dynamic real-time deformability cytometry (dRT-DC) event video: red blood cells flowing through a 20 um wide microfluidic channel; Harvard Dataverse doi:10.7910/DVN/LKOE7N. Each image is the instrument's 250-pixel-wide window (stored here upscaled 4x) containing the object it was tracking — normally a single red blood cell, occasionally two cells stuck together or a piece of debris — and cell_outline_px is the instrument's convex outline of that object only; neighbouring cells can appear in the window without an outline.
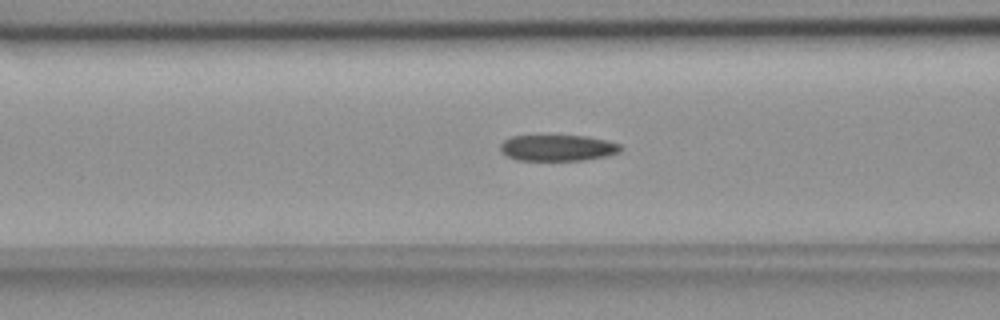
{"species": "common noctule bat (a hibernating species)", "species_latin": "Nyctalus noctula", "temperature_condition": "room temperature", "stored_images_in_passage": 54, "camera_frame_rate_fps": 3000, "um_per_image_px": 0.085, "animal": {"sex": "female", "body_mass_g": 18.4}, "frame": {"image": 1, "passage_image": 21, "time_ms": 6.667, "image_size_px": [1000, 320], "cell_outline_px": [[624, 148], [620, 152], [608, 156], [580, 160], [516, 160], [508, 156], [500, 148], [500, 144], [504, 140], [512, 136], [588, 136], [620, 144]], "centroid_in_image_um": [47.44, 12.57], "position_along_channel_um": 119.2, "area_um2": 18.21}}
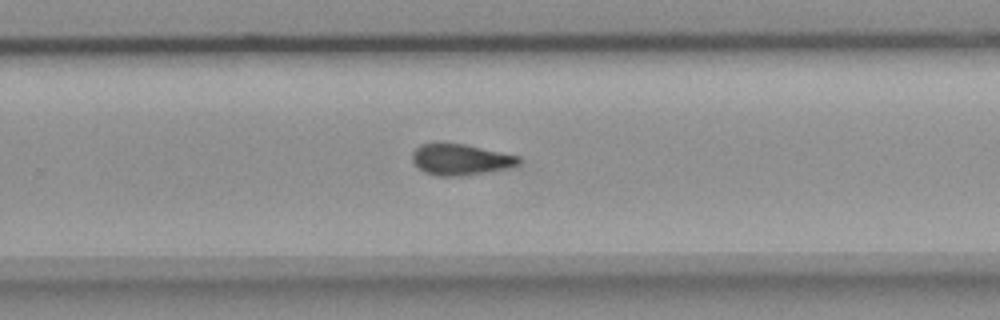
{"frame": {"image": 2, "passage_image": 35, "time_ms": 11.333, "image_size_px": [1000, 320], "cell_outline_px": [[520, 164], [508, 168], [460, 176], [436, 176], [424, 172], [412, 160], [412, 152], [420, 144], [436, 140], [440, 140], [464, 144], [520, 156]], "centroid_in_image_um": [39.09, 13.52], "position_along_channel_um": 290.7, "area_um2": 19.71}}
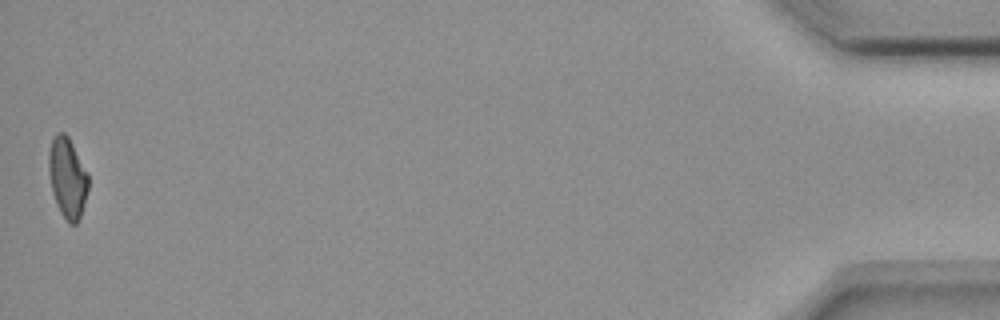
{"frame": {"image": 3, "passage_image": 54, "time_ms": 17.667, "image_size_px": [1000, 320], "cell_outline_px": [[88, 188], [80, 216], [76, 224], [68, 224], [60, 212], [56, 204], [52, 192], [48, 172], [48, 152], [52, 136], [56, 132], [64, 132], [68, 136], [88, 172]], "centroid_in_image_um": [5.71, 15.08], "position_along_channel_um": 429.5, "area_um2": 18.79}, "authors_computed_cell_mechanics": {"area_um2": 19.3052, "velocity_mm_per_s": 3.6851, "shape_relaxation_time_tau1_ms": null, "shape_relaxation_time_tau2_ms": 5.2598, "deformation_change_tau1": null, "deformation_change_tau2": 0.1079}}